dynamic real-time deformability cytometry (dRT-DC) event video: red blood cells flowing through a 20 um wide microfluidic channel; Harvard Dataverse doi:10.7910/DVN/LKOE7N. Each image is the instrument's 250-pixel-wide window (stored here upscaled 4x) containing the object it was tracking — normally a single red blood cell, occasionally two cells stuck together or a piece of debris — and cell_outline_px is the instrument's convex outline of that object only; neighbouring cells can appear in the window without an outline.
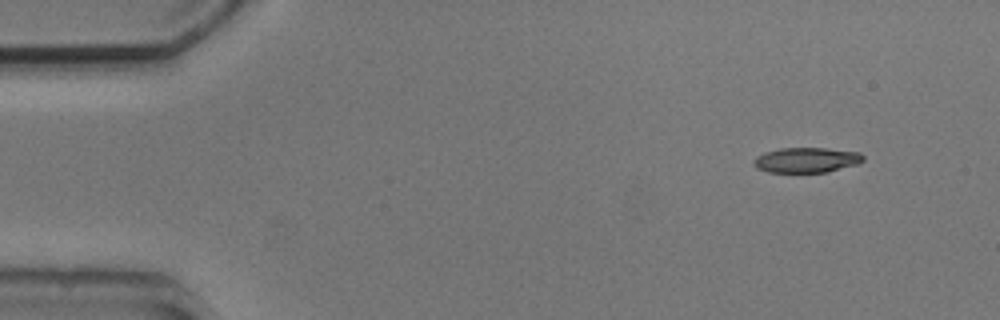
{"species": "common noctule bat (a hibernating species)", "species_latin": "Nyctalus noctula", "temperature_condition": "cold", "stored_images_in_passage": 3, "camera_frame_rate_fps": 3000, "um_per_image_px": 0.085, "animal": {"sex": "male", "body_mass_g": 20.5, "forearm_length_mm": 52.5}, "frame": {"image": 1, "passage_image": 1, "time_ms": 0.0, "image_size_px": [1000, 320], "cell_outline_px": [[864, 160], [856, 164], [824, 172], [768, 172], [756, 168], [752, 164], [752, 160], [756, 156], [764, 152], [780, 148], [824, 148], [860, 152], [864, 156]], "centroid_in_image_um": [68.49, 13.59], "position_along_channel_um": 16.5, "area_um2": 16.01}}
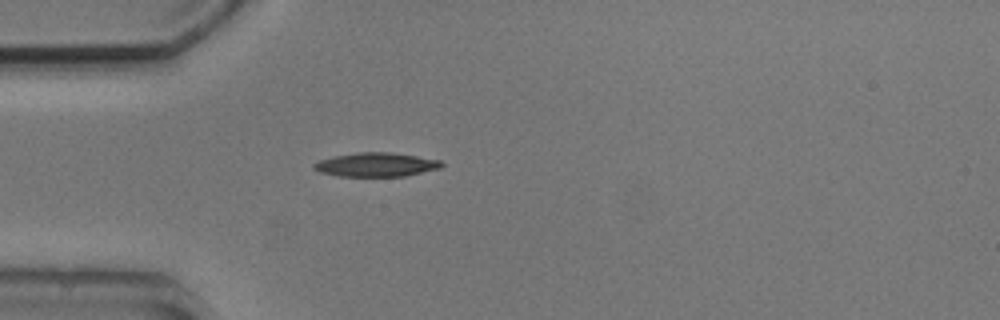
{"frame": {"image": 2, "passage_image": 3, "time_ms": 3.333, "image_size_px": [1000, 320], "cell_outline_px": [[444, 164], [440, 168], [404, 176], [340, 176], [320, 172], [312, 168], [312, 164], [320, 160], [336, 156], [360, 152], [388, 152], [416, 156], [440, 160]], "centroid_in_image_um": [31.96, 14.0], "position_along_channel_um": 53.0, "area_um2": 17.57}}